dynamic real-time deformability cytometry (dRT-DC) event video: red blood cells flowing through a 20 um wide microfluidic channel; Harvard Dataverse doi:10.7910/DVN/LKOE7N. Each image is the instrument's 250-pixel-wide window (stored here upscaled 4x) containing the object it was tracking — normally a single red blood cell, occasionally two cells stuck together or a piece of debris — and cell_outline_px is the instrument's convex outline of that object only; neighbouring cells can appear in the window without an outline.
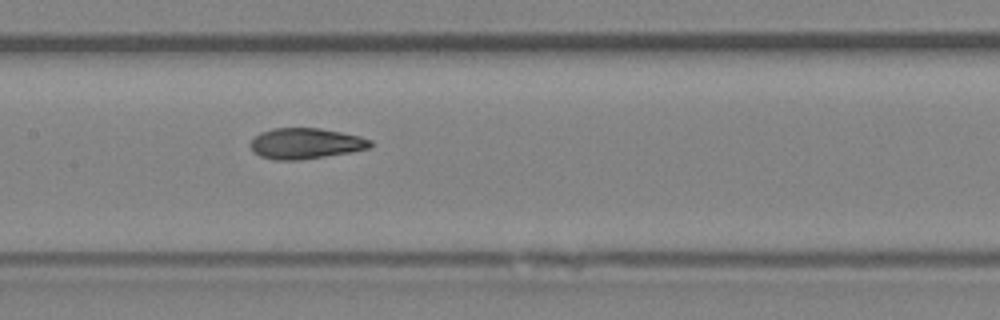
{"species": "Egyptian fruit bat (a non-hibernating species)", "species_latin": "Rousettus aegyptiacus", "temperature_condition": "room temperature", "stored_images_in_passage": 7, "camera_frame_rate_fps": 3000, "um_per_image_px": 0.085, "animal": {"sex": "female"}, "frame": {"image": 1, "passage_image": 7, "time_ms": 7.667, "image_size_px": [1000, 320], "cell_outline_px": [[372, 144], [368, 148], [352, 152], [300, 160], [276, 160], [260, 156], [248, 144], [260, 132], [272, 128], [320, 128], [360, 136], [372, 140]], "centroid_in_image_um": [25.98, 12.19], "position_along_channel_um": 181.4, "area_um2": 21.44}}